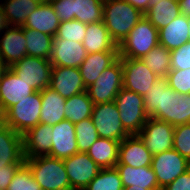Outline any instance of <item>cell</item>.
I'll use <instances>...</instances> for the list:
<instances>
[{
  "label": "cell",
  "instance_id": "obj_10",
  "mask_svg": "<svg viewBox=\"0 0 190 190\" xmlns=\"http://www.w3.org/2000/svg\"><path fill=\"white\" fill-rule=\"evenodd\" d=\"M137 135L153 156L173 149L174 126L170 123L149 117Z\"/></svg>",
  "mask_w": 190,
  "mask_h": 190
},
{
  "label": "cell",
  "instance_id": "obj_5",
  "mask_svg": "<svg viewBox=\"0 0 190 190\" xmlns=\"http://www.w3.org/2000/svg\"><path fill=\"white\" fill-rule=\"evenodd\" d=\"M122 126L129 135H137L148 120L143 96L122 88L114 99Z\"/></svg>",
  "mask_w": 190,
  "mask_h": 190
},
{
  "label": "cell",
  "instance_id": "obj_15",
  "mask_svg": "<svg viewBox=\"0 0 190 190\" xmlns=\"http://www.w3.org/2000/svg\"><path fill=\"white\" fill-rule=\"evenodd\" d=\"M87 56L86 49L81 42L67 41L53 37L50 63L53 67L79 68Z\"/></svg>",
  "mask_w": 190,
  "mask_h": 190
},
{
  "label": "cell",
  "instance_id": "obj_43",
  "mask_svg": "<svg viewBox=\"0 0 190 190\" xmlns=\"http://www.w3.org/2000/svg\"><path fill=\"white\" fill-rule=\"evenodd\" d=\"M25 162H16L0 168V190H7L15 173Z\"/></svg>",
  "mask_w": 190,
  "mask_h": 190
},
{
  "label": "cell",
  "instance_id": "obj_48",
  "mask_svg": "<svg viewBox=\"0 0 190 190\" xmlns=\"http://www.w3.org/2000/svg\"><path fill=\"white\" fill-rule=\"evenodd\" d=\"M6 114L5 110L0 107V128L6 126Z\"/></svg>",
  "mask_w": 190,
  "mask_h": 190
},
{
  "label": "cell",
  "instance_id": "obj_19",
  "mask_svg": "<svg viewBox=\"0 0 190 190\" xmlns=\"http://www.w3.org/2000/svg\"><path fill=\"white\" fill-rule=\"evenodd\" d=\"M53 139L49 156L68 158L78 152L75 125L64 119L52 126Z\"/></svg>",
  "mask_w": 190,
  "mask_h": 190
},
{
  "label": "cell",
  "instance_id": "obj_35",
  "mask_svg": "<svg viewBox=\"0 0 190 190\" xmlns=\"http://www.w3.org/2000/svg\"><path fill=\"white\" fill-rule=\"evenodd\" d=\"M84 190H124L119 171L114 168L100 169Z\"/></svg>",
  "mask_w": 190,
  "mask_h": 190
},
{
  "label": "cell",
  "instance_id": "obj_50",
  "mask_svg": "<svg viewBox=\"0 0 190 190\" xmlns=\"http://www.w3.org/2000/svg\"><path fill=\"white\" fill-rule=\"evenodd\" d=\"M124 190H161V189H144V188H133V189H128V188H125Z\"/></svg>",
  "mask_w": 190,
  "mask_h": 190
},
{
  "label": "cell",
  "instance_id": "obj_28",
  "mask_svg": "<svg viewBox=\"0 0 190 190\" xmlns=\"http://www.w3.org/2000/svg\"><path fill=\"white\" fill-rule=\"evenodd\" d=\"M120 142L99 137L86 152L100 169L114 168L118 162Z\"/></svg>",
  "mask_w": 190,
  "mask_h": 190
},
{
  "label": "cell",
  "instance_id": "obj_8",
  "mask_svg": "<svg viewBox=\"0 0 190 190\" xmlns=\"http://www.w3.org/2000/svg\"><path fill=\"white\" fill-rule=\"evenodd\" d=\"M53 65L50 59L26 55L10 69L31 86L35 91H42L49 87Z\"/></svg>",
  "mask_w": 190,
  "mask_h": 190
},
{
  "label": "cell",
  "instance_id": "obj_36",
  "mask_svg": "<svg viewBox=\"0 0 190 190\" xmlns=\"http://www.w3.org/2000/svg\"><path fill=\"white\" fill-rule=\"evenodd\" d=\"M74 125L78 152H87L93 143L99 138L92 118L82 120Z\"/></svg>",
  "mask_w": 190,
  "mask_h": 190
},
{
  "label": "cell",
  "instance_id": "obj_39",
  "mask_svg": "<svg viewBox=\"0 0 190 190\" xmlns=\"http://www.w3.org/2000/svg\"><path fill=\"white\" fill-rule=\"evenodd\" d=\"M173 149L190 162V123L174 127Z\"/></svg>",
  "mask_w": 190,
  "mask_h": 190
},
{
  "label": "cell",
  "instance_id": "obj_30",
  "mask_svg": "<svg viewBox=\"0 0 190 190\" xmlns=\"http://www.w3.org/2000/svg\"><path fill=\"white\" fill-rule=\"evenodd\" d=\"M3 1V2H2ZM0 2L9 26L22 27L39 3L34 0H2Z\"/></svg>",
  "mask_w": 190,
  "mask_h": 190
},
{
  "label": "cell",
  "instance_id": "obj_22",
  "mask_svg": "<svg viewBox=\"0 0 190 190\" xmlns=\"http://www.w3.org/2000/svg\"><path fill=\"white\" fill-rule=\"evenodd\" d=\"M16 162H25L23 135L6 125L0 128V168Z\"/></svg>",
  "mask_w": 190,
  "mask_h": 190
},
{
  "label": "cell",
  "instance_id": "obj_2",
  "mask_svg": "<svg viewBox=\"0 0 190 190\" xmlns=\"http://www.w3.org/2000/svg\"><path fill=\"white\" fill-rule=\"evenodd\" d=\"M144 14L126 0H104L103 22L119 46Z\"/></svg>",
  "mask_w": 190,
  "mask_h": 190
},
{
  "label": "cell",
  "instance_id": "obj_46",
  "mask_svg": "<svg viewBox=\"0 0 190 190\" xmlns=\"http://www.w3.org/2000/svg\"><path fill=\"white\" fill-rule=\"evenodd\" d=\"M8 26L9 24L6 19V15L3 12V8L0 4V36L4 33V31L6 30Z\"/></svg>",
  "mask_w": 190,
  "mask_h": 190
},
{
  "label": "cell",
  "instance_id": "obj_34",
  "mask_svg": "<svg viewBox=\"0 0 190 190\" xmlns=\"http://www.w3.org/2000/svg\"><path fill=\"white\" fill-rule=\"evenodd\" d=\"M104 0H74V19L85 23L103 21Z\"/></svg>",
  "mask_w": 190,
  "mask_h": 190
},
{
  "label": "cell",
  "instance_id": "obj_49",
  "mask_svg": "<svg viewBox=\"0 0 190 190\" xmlns=\"http://www.w3.org/2000/svg\"><path fill=\"white\" fill-rule=\"evenodd\" d=\"M6 69L5 65L3 64L2 59L0 58V77L3 73V71Z\"/></svg>",
  "mask_w": 190,
  "mask_h": 190
},
{
  "label": "cell",
  "instance_id": "obj_16",
  "mask_svg": "<svg viewBox=\"0 0 190 190\" xmlns=\"http://www.w3.org/2000/svg\"><path fill=\"white\" fill-rule=\"evenodd\" d=\"M34 92L36 91L10 68L3 71L0 77V107L5 111Z\"/></svg>",
  "mask_w": 190,
  "mask_h": 190
},
{
  "label": "cell",
  "instance_id": "obj_47",
  "mask_svg": "<svg viewBox=\"0 0 190 190\" xmlns=\"http://www.w3.org/2000/svg\"><path fill=\"white\" fill-rule=\"evenodd\" d=\"M181 14L190 16V0H178Z\"/></svg>",
  "mask_w": 190,
  "mask_h": 190
},
{
  "label": "cell",
  "instance_id": "obj_18",
  "mask_svg": "<svg viewBox=\"0 0 190 190\" xmlns=\"http://www.w3.org/2000/svg\"><path fill=\"white\" fill-rule=\"evenodd\" d=\"M49 87L67 99L86 91L79 68L53 67Z\"/></svg>",
  "mask_w": 190,
  "mask_h": 190
},
{
  "label": "cell",
  "instance_id": "obj_6",
  "mask_svg": "<svg viewBox=\"0 0 190 190\" xmlns=\"http://www.w3.org/2000/svg\"><path fill=\"white\" fill-rule=\"evenodd\" d=\"M41 108V94L36 91L5 111L6 124L15 132L24 135L40 123Z\"/></svg>",
  "mask_w": 190,
  "mask_h": 190
},
{
  "label": "cell",
  "instance_id": "obj_7",
  "mask_svg": "<svg viewBox=\"0 0 190 190\" xmlns=\"http://www.w3.org/2000/svg\"><path fill=\"white\" fill-rule=\"evenodd\" d=\"M122 88L123 69L121 59L118 58L101 73L91 86L86 88V92L93 104L96 105L114 101Z\"/></svg>",
  "mask_w": 190,
  "mask_h": 190
},
{
  "label": "cell",
  "instance_id": "obj_11",
  "mask_svg": "<svg viewBox=\"0 0 190 190\" xmlns=\"http://www.w3.org/2000/svg\"><path fill=\"white\" fill-rule=\"evenodd\" d=\"M151 168L156 175L159 188L163 189L185 173L190 168V162L176 150L171 149L154 155Z\"/></svg>",
  "mask_w": 190,
  "mask_h": 190
},
{
  "label": "cell",
  "instance_id": "obj_29",
  "mask_svg": "<svg viewBox=\"0 0 190 190\" xmlns=\"http://www.w3.org/2000/svg\"><path fill=\"white\" fill-rule=\"evenodd\" d=\"M181 15L178 0H161L158 4L149 6L144 16L158 30L167 26L172 20Z\"/></svg>",
  "mask_w": 190,
  "mask_h": 190
},
{
  "label": "cell",
  "instance_id": "obj_23",
  "mask_svg": "<svg viewBox=\"0 0 190 190\" xmlns=\"http://www.w3.org/2000/svg\"><path fill=\"white\" fill-rule=\"evenodd\" d=\"M115 167L119 171L124 189H160L151 166L135 168L130 165L116 164Z\"/></svg>",
  "mask_w": 190,
  "mask_h": 190
},
{
  "label": "cell",
  "instance_id": "obj_9",
  "mask_svg": "<svg viewBox=\"0 0 190 190\" xmlns=\"http://www.w3.org/2000/svg\"><path fill=\"white\" fill-rule=\"evenodd\" d=\"M92 121L99 137L121 142L129 136L122 126L114 101L93 105Z\"/></svg>",
  "mask_w": 190,
  "mask_h": 190
},
{
  "label": "cell",
  "instance_id": "obj_13",
  "mask_svg": "<svg viewBox=\"0 0 190 190\" xmlns=\"http://www.w3.org/2000/svg\"><path fill=\"white\" fill-rule=\"evenodd\" d=\"M119 58L123 69V87L144 96L158 77L140 59Z\"/></svg>",
  "mask_w": 190,
  "mask_h": 190
},
{
  "label": "cell",
  "instance_id": "obj_21",
  "mask_svg": "<svg viewBox=\"0 0 190 190\" xmlns=\"http://www.w3.org/2000/svg\"><path fill=\"white\" fill-rule=\"evenodd\" d=\"M119 58V51H104L87 54L79 67L85 87L91 86L101 73Z\"/></svg>",
  "mask_w": 190,
  "mask_h": 190
},
{
  "label": "cell",
  "instance_id": "obj_25",
  "mask_svg": "<svg viewBox=\"0 0 190 190\" xmlns=\"http://www.w3.org/2000/svg\"><path fill=\"white\" fill-rule=\"evenodd\" d=\"M59 25L60 20L49 2L39 4V6L27 17L22 27L35 29L38 32L46 33L54 37L57 34Z\"/></svg>",
  "mask_w": 190,
  "mask_h": 190
},
{
  "label": "cell",
  "instance_id": "obj_32",
  "mask_svg": "<svg viewBox=\"0 0 190 190\" xmlns=\"http://www.w3.org/2000/svg\"><path fill=\"white\" fill-rule=\"evenodd\" d=\"M26 38L27 55L50 59L53 36L38 32L35 29L22 27Z\"/></svg>",
  "mask_w": 190,
  "mask_h": 190
},
{
  "label": "cell",
  "instance_id": "obj_53",
  "mask_svg": "<svg viewBox=\"0 0 190 190\" xmlns=\"http://www.w3.org/2000/svg\"><path fill=\"white\" fill-rule=\"evenodd\" d=\"M188 25H189V39H190V16H187Z\"/></svg>",
  "mask_w": 190,
  "mask_h": 190
},
{
  "label": "cell",
  "instance_id": "obj_45",
  "mask_svg": "<svg viewBox=\"0 0 190 190\" xmlns=\"http://www.w3.org/2000/svg\"><path fill=\"white\" fill-rule=\"evenodd\" d=\"M129 4L139 9L143 14L148 10L151 0H126Z\"/></svg>",
  "mask_w": 190,
  "mask_h": 190
},
{
  "label": "cell",
  "instance_id": "obj_14",
  "mask_svg": "<svg viewBox=\"0 0 190 190\" xmlns=\"http://www.w3.org/2000/svg\"><path fill=\"white\" fill-rule=\"evenodd\" d=\"M26 38L22 27L8 26L0 36V58L10 68L27 55Z\"/></svg>",
  "mask_w": 190,
  "mask_h": 190
},
{
  "label": "cell",
  "instance_id": "obj_52",
  "mask_svg": "<svg viewBox=\"0 0 190 190\" xmlns=\"http://www.w3.org/2000/svg\"><path fill=\"white\" fill-rule=\"evenodd\" d=\"M161 0H151L150 1V6L158 4Z\"/></svg>",
  "mask_w": 190,
  "mask_h": 190
},
{
  "label": "cell",
  "instance_id": "obj_41",
  "mask_svg": "<svg viewBox=\"0 0 190 190\" xmlns=\"http://www.w3.org/2000/svg\"><path fill=\"white\" fill-rule=\"evenodd\" d=\"M171 70L190 69V41L170 51Z\"/></svg>",
  "mask_w": 190,
  "mask_h": 190
},
{
  "label": "cell",
  "instance_id": "obj_3",
  "mask_svg": "<svg viewBox=\"0 0 190 190\" xmlns=\"http://www.w3.org/2000/svg\"><path fill=\"white\" fill-rule=\"evenodd\" d=\"M42 190H71L63 159L49 155L25 159Z\"/></svg>",
  "mask_w": 190,
  "mask_h": 190
},
{
  "label": "cell",
  "instance_id": "obj_17",
  "mask_svg": "<svg viewBox=\"0 0 190 190\" xmlns=\"http://www.w3.org/2000/svg\"><path fill=\"white\" fill-rule=\"evenodd\" d=\"M53 129L51 125L38 123L23 135L25 159L46 156L51 152Z\"/></svg>",
  "mask_w": 190,
  "mask_h": 190
},
{
  "label": "cell",
  "instance_id": "obj_27",
  "mask_svg": "<svg viewBox=\"0 0 190 190\" xmlns=\"http://www.w3.org/2000/svg\"><path fill=\"white\" fill-rule=\"evenodd\" d=\"M87 54L118 51V46L111 38L103 21L87 24L85 38L82 41Z\"/></svg>",
  "mask_w": 190,
  "mask_h": 190
},
{
  "label": "cell",
  "instance_id": "obj_20",
  "mask_svg": "<svg viewBox=\"0 0 190 190\" xmlns=\"http://www.w3.org/2000/svg\"><path fill=\"white\" fill-rule=\"evenodd\" d=\"M153 155L138 135H129L120 142L117 164L139 168L151 166Z\"/></svg>",
  "mask_w": 190,
  "mask_h": 190
},
{
  "label": "cell",
  "instance_id": "obj_12",
  "mask_svg": "<svg viewBox=\"0 0 190 190\" xmlns=\"http://www.w3.org/2000/svg\"><path fill=\"white\" fill-rule=\"evenodd\" d=\"M63 163L71 190H84L100 171V167L86 152H77L63 159Z\"/></svg>",
  "mask_w": 190,
  "mask_h": 190
},
{
  "label": "cell",
  "instance_id": "obj_40",
  "mask_svg": "<svg viewBox=\"0 0 190 190\" xmlns=\"http://www.w3.org/2000/svg\"><path fill=\"white\" fill-rule=\"evenodd\" d=\"M168 85L180 94L190 93V69L187 70H170L168 76Z\"/></svg>",
  "mask_w": 190,
  "mask_h": 190
},
{
  "label": "cell",
  "instance_id": "obj_37",
  "mask_svg": "<svg viewBox=\"0 0 190 190\" xmlns=\"http://www.w3.org/2000/svg\"><path fill=\"white\" fill-rule=\"evenodd\" d=\"M87 24L76 19L60 22L57 34L59 39L81 42L85 38Z\"/></svg>",
  "mask_w": 190,
  "mask_h": 190
},
{
  "label": "cell",
  "instance_id": "obj_26",
  "mask_svg": "<svg viewBox=\"0 0 190 190\" xmlns=\"http://www.w3.org/2000/svg\"><path fill=\"white\" fill-rule=\"evenodd\" d=\"M40 94L42 101L40 123L53 126L64 120L66 99L50 87L44 88Z\"/></svg>",
  "mask_w": 190,
  "mask_h": 190
},
{
  "label": "cell",
  "instance_id": "obj_51",
  "mask_svg": "<svg viewBox=\"0 0 190 190\" xmlns=\"http://www.w3.org/2000/svg\"><path fill=\"white\" fill-rule=\"evenodd\" d=\"M34 1L38 2L39 4L49 3V0H34Z\"/></svg>",
  "mask_w": 190,
  "mask_h": 190
},
{
  "label": "cell",
  "instance_id": "obj_4",
  "mask_svg": "<svg viewBox=\"0 0 190 190\" xmlns=\"http://www.w3.org/2000/svg\"><path fill=\"white\" fill-rule=\"evenodd\" d=\"M158 45V29L144 16L118 46L119 57L141 59Z\"/></svg>",
  "mask_w": 190,
  "mask_h": 190
},
{
  "label": "cell",
  "instance_id": "obj_42",
  "mask_svg": "<svg viewBox=\"0 0 190 190\" xmlns=\"http://www.w3.org/2000/svg\"><path fill=\"white\" fill-rule=\"evenodd\" d=\"M74 0H50L60 22L74 20Z\"/></svg>",
  "mask_w": 190,
  "mask_h": 190
},
{
  "label": "cell",
  "instance_id": "obj_1",
  "mask_svg": "<svg viewBox=\"0 0 190 190\" xmlns=\"http://www.w3.org/2000/svg\"><path fill=\"white\" fill-rule=\"evenodd\" d=\"M148 117L172 124L190 123V93L180 94L169 85L167 78H158L143 96Z\"/></svg>",
  "mask_w": 190,
  "mask_h": 190
},
{
  "label": "cell",
  "instance_id": "obj_31",
  "mask_svg": "<svg viewBox=\"0 0 190 190\" xmlns=\"http://www.w3.org/2000/svg\"><path fill=\"white\" fill-rule=\"evenodd\" d=\"M93 102L87 92H81L66 99L65 119L75 124L91 118Z\"/></svg>",
  "mask_w": 190,
  "mask_h": 190
},
{
  "label": "cell",
  "instance_id": "obj_38",
  "mask_svg": "<svg viewBox=\"0 0 190 190\" xmlns=\"http://www.w3.org/2000/svg\"><path fill=\"white\" fill-rule=\"evenodd\" d=\"M7 190H42L34 179L31 170L24 163L15 173Z\"/></svg>",
  "mask_w": 190,
  "mask_h": 190
},
{
  "label": "cell",
  "instance_id": "obj_33",
  "mask_svg": "<svg viewBox=\"0 0 190 190\" xmlns=\"http://www.w3.org/2000/svg\"><path fill=\"white\" fill-rule=\"evenodd\" d=\"M158 78H166L171 70L170 50L158 45L140 59Z\"/></svg>",
  "mask_w": 190,
  "mask_h": 190
},
{
  "label": "cell",
  "instance_id": "obj_24",
  "mask_svg": "<svg viewBox=\"0 0 190 190\" xmlns=\"http://www.w3.org/2000/svg\"><path fill=\"white\" fill-rule=\"evenodd\" d=\"M159 45L173 50L186 44L189 39V25L187 16L179 15L172 20L167 26L158 30Z\"/></svg>",
  "mask_w": 190,
  "mask_h": 190
},
{
  "label": "cell",
  "instance_id": "obj_44",
  "mask_svg": "<svg viewBox=\"0 0 190 190\" xmlns=\"http://www.w3.org/2000/svg\"><path fill=\"white\" fill-rule=\"evenodd\" d=\"M161 190H190V168Z\"/></svg>",
  "mask_w": 190,
  "mask_h": 190
}]
</instances>
